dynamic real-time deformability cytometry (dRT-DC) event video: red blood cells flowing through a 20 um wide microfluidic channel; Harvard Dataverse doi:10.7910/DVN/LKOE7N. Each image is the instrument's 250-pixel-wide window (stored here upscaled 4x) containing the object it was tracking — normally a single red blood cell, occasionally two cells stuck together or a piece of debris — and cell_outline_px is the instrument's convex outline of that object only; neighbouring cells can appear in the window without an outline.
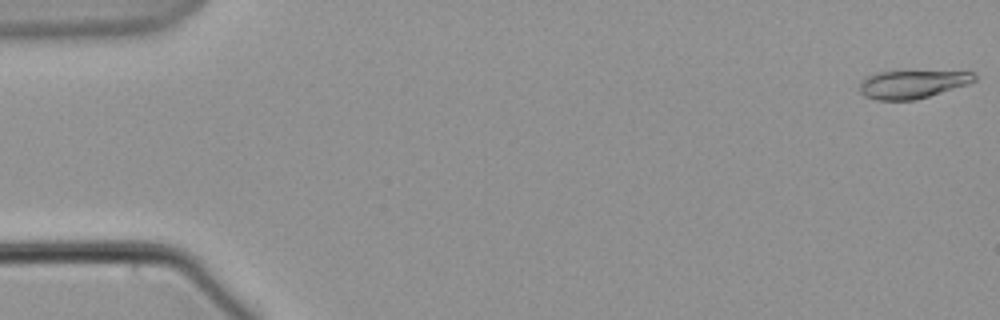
{"species": "common noctule bat (a hibernating species)", "species_latin": "Nyctalus noctula", "temperature_condition": "warm", "stored_images_in_passage": 57, "camera_frame_rate_fps": 3000, "um_per_image_px": 0.085, "animal": {"sex": "male", "body_mass_g": 21.5, "forearm_length_mm": 52.0}, "frame": {"image": 1, "passage_image": 1, "time_ms": 0.0, "image_size_px": [1000, 320], "cell_outline_px": [[976, 80], [968, 84], [916, 100], [876, 100], [864, 96], [860, 92], [860, 80], [864, 76], [880, 72], [972, 72], [976, 76]], "centroid_in_image_um": [77.49, 7.17], "position_along_channel_um": 7.5, "area_um2": 18.61}}
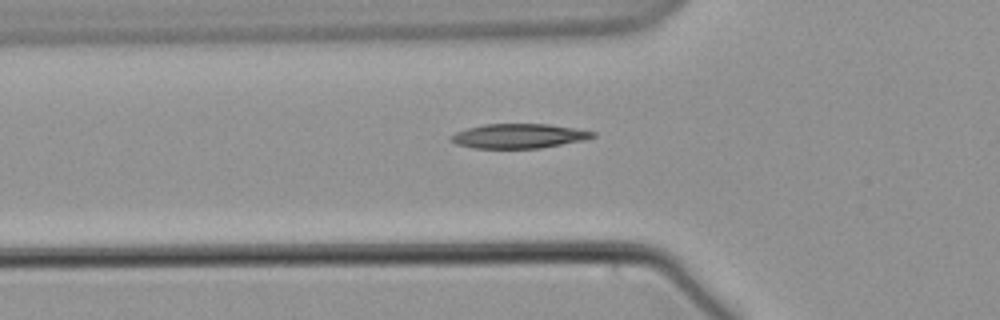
{"frame": {"image": 2, "passage_image": 20, "time_ms": 6.333, "image_size_px": [1000, 320], "cell_outline_px": [[596, 136], [584, 140], [540, 148], [472, 148], [456, 144], [448, 140], [448, 136], [456, 132], [468, 128], [484, 124], [548, 124], [576, 128], [596, 132]], "centroid_in_image_um": [44.07, 11.56], "position_along_channel_um": 81.7, "area_um2": 20.35}}
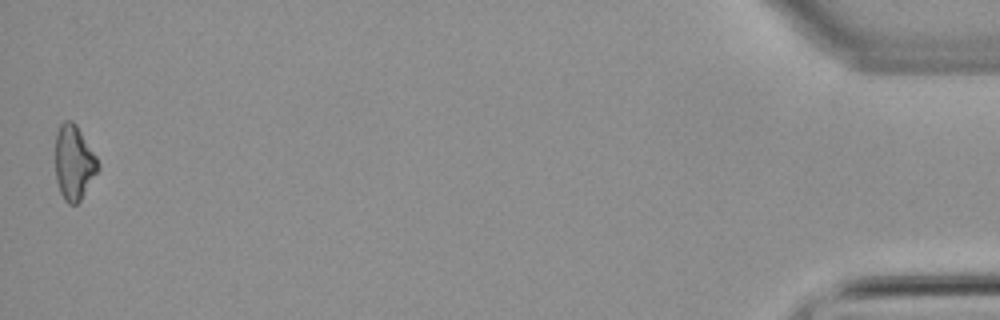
{"frame": {"image": 3, "passage_image": 57, "time_ms": 18.667, "image_size_px": [1000, 320], "cell_outline_px": [[100, 168], [80, 200], [76, 204], [68, 204], [64, 200], [60, 192], [56, 180], [56, 132], [60, 124], [64, 120], [72, 120], [76, 124], [96, 156], [100, 164]], "centroid_in_image_um": [6.28, 13.81], "position_along_channel_um": 428.9, "area_um2": 18.55}}